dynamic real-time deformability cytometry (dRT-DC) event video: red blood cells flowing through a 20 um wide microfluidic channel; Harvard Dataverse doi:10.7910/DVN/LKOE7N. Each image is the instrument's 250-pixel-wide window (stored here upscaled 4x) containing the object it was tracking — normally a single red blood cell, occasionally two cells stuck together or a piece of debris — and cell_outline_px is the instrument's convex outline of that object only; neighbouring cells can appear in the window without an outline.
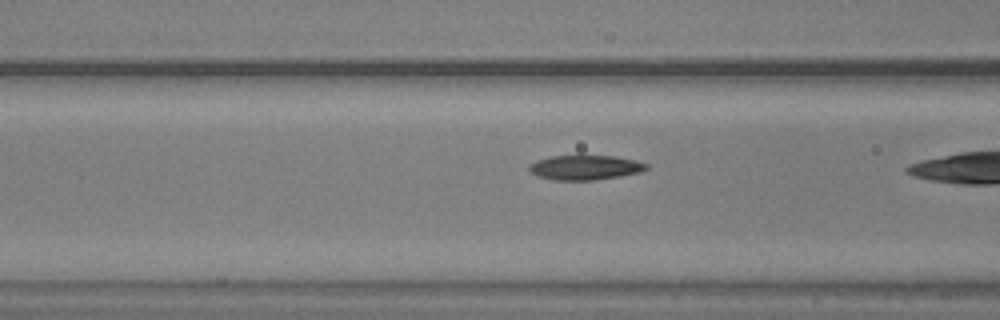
{"species": "common noctule bat (a hibernating species)", "species_latin": "Nyctalus noctula", "temperature_condition": "warm", "stored_images_in_passage": 15, "camera_frame_rate_fps": 3000, "um_per_image_px": 0.085, "animal": {"sex": "male", "body_mass_g": 20.5, "forearm_length_mm": 52.5}, "frame": {"image": 1, "passage_image": 11, "time_ms": 3.333, "image_size_px": [1000, 320], "cell_outline_px": [[648, 168], [640, 172], [620, 176], [596, 180], [552, 180], [536, 176], [528, 168], [536, 160], [552, 156], [616, 156], [636, 160], [648, 164]], "centroid_in_image_um": [49.75, 14.24], "position_along_channel_um": 116.8, "area_um2": 16.82}}